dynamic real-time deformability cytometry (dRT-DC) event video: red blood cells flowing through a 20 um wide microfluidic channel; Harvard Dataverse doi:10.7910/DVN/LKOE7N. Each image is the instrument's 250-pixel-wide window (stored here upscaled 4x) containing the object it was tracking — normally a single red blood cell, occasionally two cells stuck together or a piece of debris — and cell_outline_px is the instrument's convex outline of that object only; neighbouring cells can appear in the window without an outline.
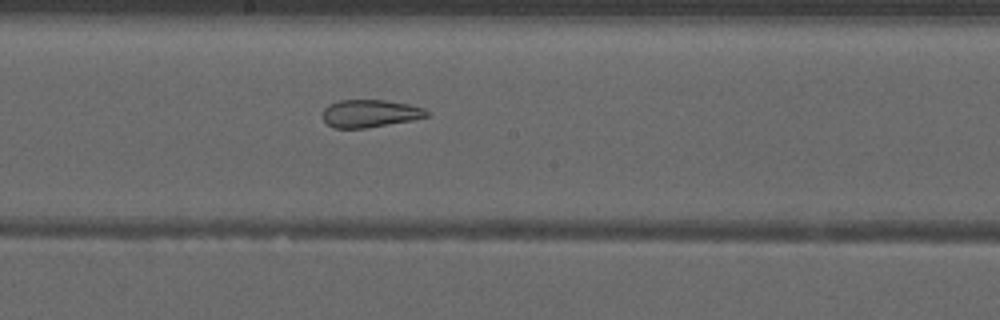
{"species": "common noctule bat (a hibernating species)", "species_latin": "Nyctalus noctula", "temperature_condition": "warm", "stored_images_in_passage": 36, "camera_frame_rate_fps": 3000, "um_per_image_px": 0.085, "animal": {"sex": "male", "forearm_length_mm": 52.5}, "frame": {"image": 1, "passage_image": 13, "time_ms": 4.0, "image_size_px": [1000, 320], "cell_outline_px": [[428, 116], [412, 120], [368, 128], [332, 128], [320, 116], [324, 108], [328, 104], [340, 100], [384, 100], [408, 104], [424, 108], [428, 112]], "centroid_in_image_um": [31.4, 9.65], "position_along_channel_um": 216.8, "area_um2": 16.88}}
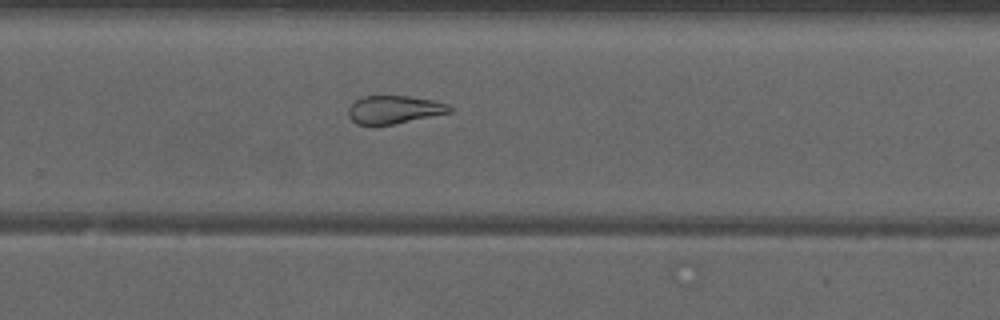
{"frame": {"image": 2, "passage_image": 19, "time_ms": 6.0, "image_size_px": [1000, 320], "cell_outline_px": [[452, 112], [392, 124], [356, 124], [348, 116], [348, 108], [360, 96], [408, 96], [432, 100], [448, 104], [452, 108]], "centroid_in_image_um": [33.49, 9.3], "position_along_channel_um": 296.3, "area_um2": 16.36}}
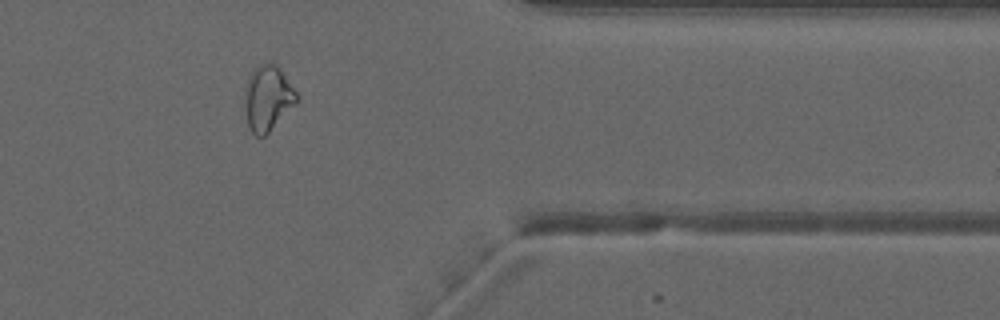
{"frame": {"image": 3, "passage_image": 27, "time_ms": 8.667, "image_size_px": [1000, 320], "cell_outline_px": [[300, 100], [264, 136], [256, 136], [252, 132], [248, 124], [244, 100], [244, 88], [252, 72], [260, 64], [268, 60], [272, 60], [300, 96]], "centroid_in_image_um": [22.77, 8.32], "position_along_channel_um": 388.6, "area_um2": 19.71}, "authors_computed_cell_mechanics": {"area_um2": 18.9006, "velocity_mm_per_s": 3.9951, "shape_relaxation_time_tau1_ms": null, "shape_relaxation_time_tau2_ms": 2.7503, "deformation_change_tau1": null, "deformation_change_tau2": 0.1127}}